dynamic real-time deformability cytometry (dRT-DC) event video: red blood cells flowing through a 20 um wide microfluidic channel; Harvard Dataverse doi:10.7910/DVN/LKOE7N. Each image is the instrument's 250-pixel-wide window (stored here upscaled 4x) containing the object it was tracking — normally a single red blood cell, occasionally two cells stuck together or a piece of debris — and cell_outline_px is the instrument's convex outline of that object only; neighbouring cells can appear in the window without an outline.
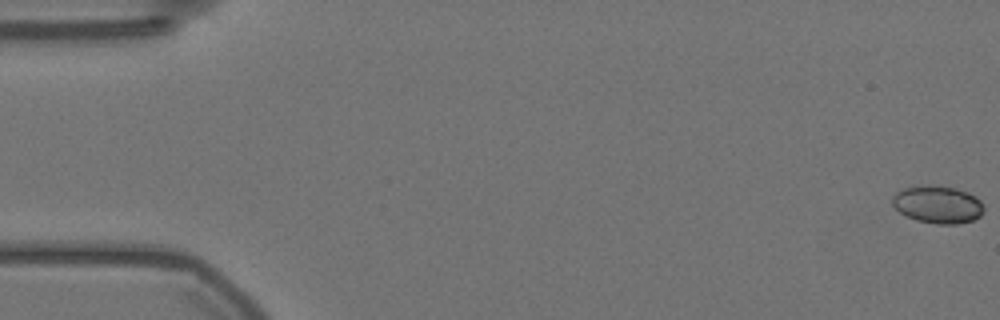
{"species": "Egyptian fruit bat (a non-hibernating species)", "species_latin": "Rousettus aegyptiacus", "temperature_condition": "warm", "stored_images_in_passage": 58, "camera_frame_rate_fps": 3000, "um_per_image_px": 0.085, "animal": {"sex": "female"}, "frame": {"image": 1, "passage_image": 1, "time_ms": 0.0, "image_size_px": [1000, 320], "cell_outline_px": [[984, 212], [980, 216], [972, 220], [956, 224], [936, 224], [916, 220], [904, 216], [892, 204], [892, 196], [896, 192], [912, 184], [928, 184], [956, 188], [968, 192], [976, 196], [980, 200], [984, 208]], "centroid_in_image_um": [79.68, 17.36], "position_along_channel_um": 5.3, "area_um2": 20.46}}
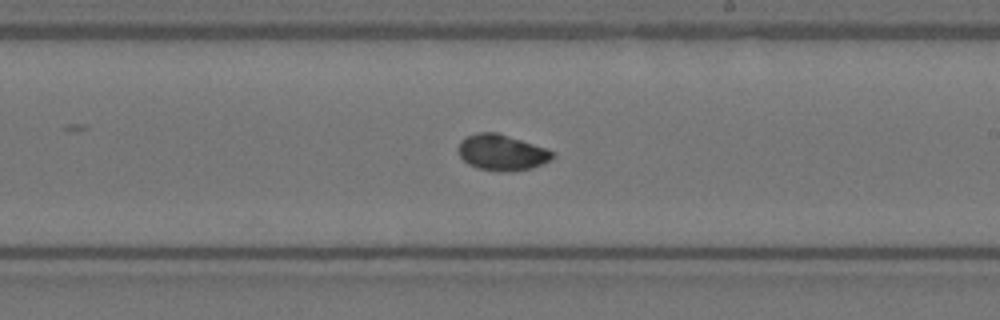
{"frame": {"image": 2, "passage_image": 34, "time_ms": 11.0, "image_size_px": [1000, 320], "cell_outline_px": [[556, 156], [552, 160], [532, 168], [500, 172], [496, 172], [476, 168], [468, 164], [460, 156], [456, 148], [460, 140], [464, 136], [476, 132], [496, 132], [556, 152]], "centroid_in_image_um": [42.61, 12.96], "position_along_channel_um": 246.4, "area_um2": 19.94}}
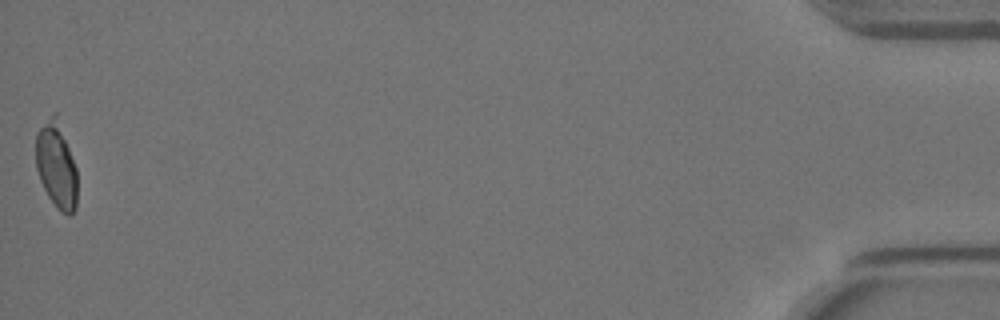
{"frame": {"image": 3, "passage_image": 58, "time_ms": 19.0, "image_size_px": [1000, 320], "cell_outline_px": [[76, 208], [72, 216], [68, 216], [60, 212], [56, 208], [48, 196], [40, 180], [36, 168], [36, 136], [40, 128], [56, 112], [76, 168]], "centroid_in_image_um": [4.8, 14.14], "position_along_channel_um": 430.4, "area_um2": 20.46}, "authors_computed_cell_mechanics": {"area_um2": 19.5075, "velocity_mm_per_s": 3.5439, "shape_relaxation_time_tau1_ms": null, "shape_relaxation_time_tau2_ms": 1.3764, "deformation_change_tau1": null, "deformation_change_tau2": 0.0362}}